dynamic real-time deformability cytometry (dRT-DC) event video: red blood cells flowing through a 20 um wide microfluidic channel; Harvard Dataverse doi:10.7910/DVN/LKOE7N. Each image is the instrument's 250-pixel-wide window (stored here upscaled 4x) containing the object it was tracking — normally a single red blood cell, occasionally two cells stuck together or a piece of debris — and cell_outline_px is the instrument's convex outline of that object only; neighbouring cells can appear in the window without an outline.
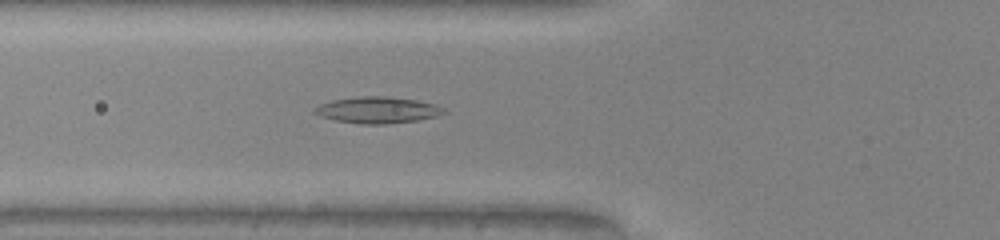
{"species": "common noctule bat (a hibernating species)", "species_latin": "Nyctalus noctula", "temperature_condition": "warm", "stored_images_in_passage": 38, "camera_frame_rate_fps": 3000, "um_per_image_px": 0.085, "animal": {"sex": "male", "body_mass_g": 20.0, "forearm_length_mm": 53.3}, "frame": {"image": 1, "passage_image": 7, "time_ms": 2.0, "image_size_px": [1000, 240], "cell_outline_px": [[448, 112], [436, 116], [416, 120], [388, 124], [360, 124], [336, 120], [320, 116], [312, 112], [312, 108], [320, 104], [332, 100], [360, 96], [384, 96], [416, 100], [436, 104], [444, 108]], "centroid_in_image_um": [32.08, 9.35], "position_along_channel_um": 93.7, "area_um2": 19.94}}
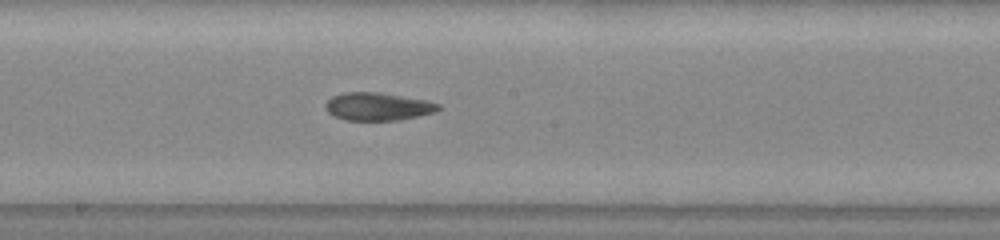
{"frame": {"image": 2, "passage_image": 16, "time_ms": 5.0, "image_size_px": [1000, 240], "cell_outline_px": [[440, 108], [436, 112], [400, 120], [344, 120], [328, 112], [324, 104], [332, 96], [344, 92], [376, 92], [428, 100], [440, 104]], "centroid_in_image_um": [32.13, 9.05], "position_along_channel_um": 216.1, "area_um2": 18.32}}
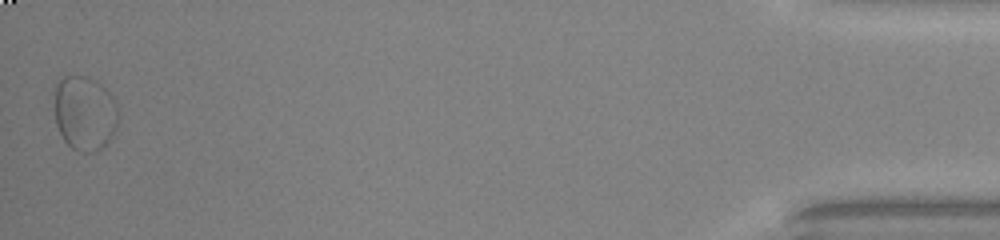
{"frame": {"image": 3, "passage_image": 38, "time_ms": 12.333, "image_size_px": [1000, 240], "cell_outline_px": [[120, 116], [116, 128], [112, 136], [104, 148], [96, 152], [80, 152], [72, 148], [64, 140], [56, 124], [56, 84], [64, 76], [84, 76], [96, 80], [116, 100], [120, 112]], "centroid_in_image_um": [7.26, 9.64], "position_along_channel_um": 427.9, "area_um2": 27.98}, "authors_computed_cell_mechanics": {"area_um2": 18.8428, "velocity_mm_per_s": 4.0767, "shape_relaxation_time_tau1_ms": null, "shape_relaxation_time_tau2_ms": 6.0275, "deformation_change_tau1": null, "deformation_change_tau2": 0.1704}}